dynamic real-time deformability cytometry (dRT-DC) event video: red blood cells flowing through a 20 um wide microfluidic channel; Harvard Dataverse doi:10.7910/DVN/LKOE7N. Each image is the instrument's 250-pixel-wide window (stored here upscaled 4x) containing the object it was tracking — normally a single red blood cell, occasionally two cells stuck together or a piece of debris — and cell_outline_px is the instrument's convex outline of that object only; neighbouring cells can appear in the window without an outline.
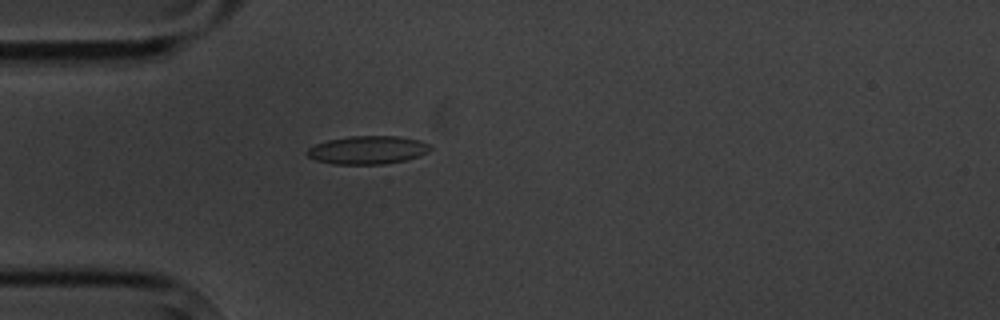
{"species": "common noctule bat (a hibernating species)", "species_latin": "Nyctalus noctula", "temperature_condition": "cold", "stored_images_in_passage": 3, "camera_frame_rate_fps": 3000, "um_per_image_px": 0.085, "animal": {"sex": "male", "body_mass_g": 20.1, "forearm_length_mm": 53.5}, "frame": {"image": 1, "passage_image": 3, "time_ms": 2.333, "image_size_px": [1000, 320], "cell_outline_px": [[432, 148], [428, 152], [420, 156], [404, 160], [384, 164], [332, 164], [316, 160], [308, 156], [304, 152], [308, 148], [316, 144], [328, 140], [352, 136], [396, 136], [420, 140], [432, 144]], "centroid_in_image_um": [31.27, 12.75], "position_along_channel_um": 53.7, "area_um2": 20.35}}